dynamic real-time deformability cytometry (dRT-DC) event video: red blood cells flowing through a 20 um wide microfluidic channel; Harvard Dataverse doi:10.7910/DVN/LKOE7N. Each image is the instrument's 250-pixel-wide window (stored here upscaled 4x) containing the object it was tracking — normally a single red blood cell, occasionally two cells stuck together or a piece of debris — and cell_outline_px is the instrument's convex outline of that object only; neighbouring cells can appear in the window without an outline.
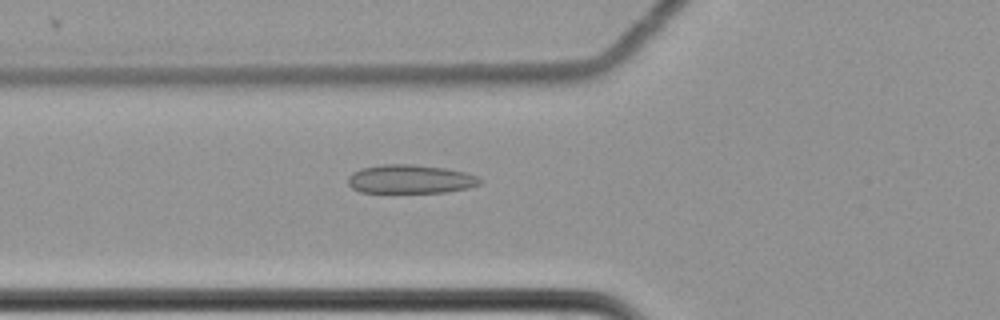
{"species": "common noctule bat (a hibernating species)", "species_latin": "Nyctalus noctula", "temperature_condition": "cold", "stored_images_in_passage": 42, "camera_frame_rate_fps": 3000, "um_per_image_px": 0.085, "animal": {"sex": "female", "body_mass_g": 22.7, "forearm_length_mm": 54.2}, "frame": {"image": 1, "passage_image": 5, "time_ms": 1.333, "image_size_px": [1000, 320], "cell_outline_px": [[484, 180], [480, 184], [468, 188], [444, 192], [360, 192], [352, 188], [348, 184], [348, 176], [352, 172], [360, 168], [384, 164], [412, 164], [444, 168], [464, 172], [476, 176]], "centroid_in_image_um": [34.86, 15.22], "position_along_channel_um": 90.9, "area_um2": 22.08}}
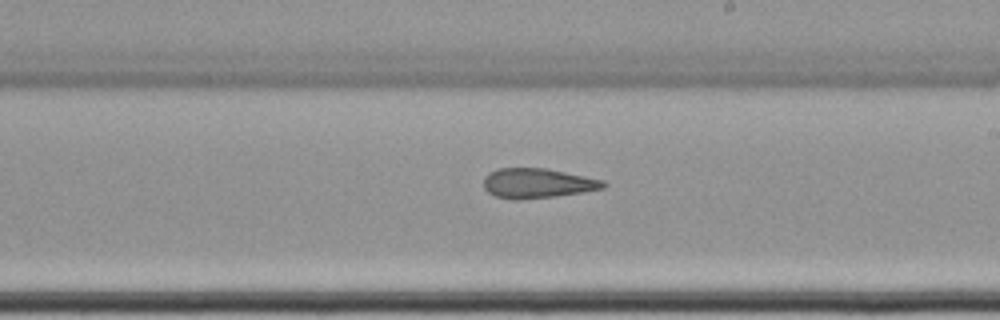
{"frame": {"image": 2, "passage_image": 18, "time_ms": 5.667, "image_size_px": [1000, 320], "cell_outline_px": [[608, 184], [604, 188], [584, 192], [556, 196], [520, 200], [512, 200], [496, 196], [488, 192], [484, 188], [484, 176], [488, 172], [496, 168], [544, 168], [604, 180]], "centroid_in_image_um": [45.66, 15.58], "position_along_channel_um": 243.3, "area_um2": 20.92}}
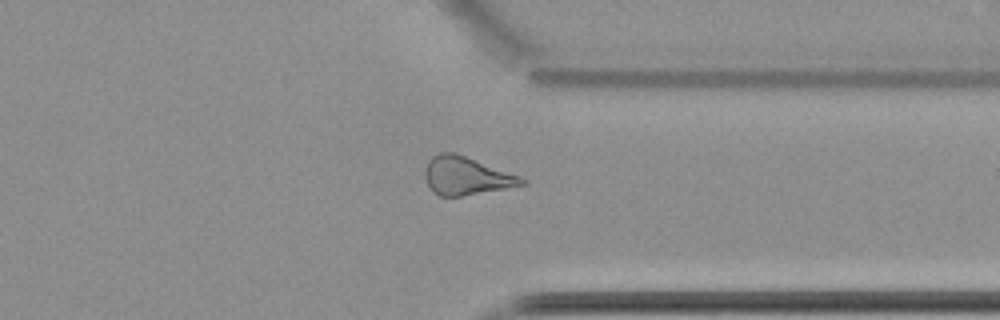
{"frame": {"image": 3, "passage_image": 29, "time_ms": 9.333, "image_size_px": [1000, 320], "cell_outline_px": [[528, 184], [460, 196], [440, 196], [432, 192], [424, 176], [424, 172], [428, 160], [432, 156], [440, 152], [452, 152], [464, 156], [520, 176], [528, 180]], "centroid_in_image_um": [39.61, 14.95], "position_along_channel_um": 371.8, "area_um2": 21.27}, "authors_computed_cell_mechanics": {"area_um2": 21.3282, "velocity_mm_per_s": 3.5113, "shape_relaxation_time_tau1_ms": null, "shape_relaxation_time_tau2_ms": 8.6455, "deformation_change_tau1": null, "deformation_change_tau2": 0.1773}}